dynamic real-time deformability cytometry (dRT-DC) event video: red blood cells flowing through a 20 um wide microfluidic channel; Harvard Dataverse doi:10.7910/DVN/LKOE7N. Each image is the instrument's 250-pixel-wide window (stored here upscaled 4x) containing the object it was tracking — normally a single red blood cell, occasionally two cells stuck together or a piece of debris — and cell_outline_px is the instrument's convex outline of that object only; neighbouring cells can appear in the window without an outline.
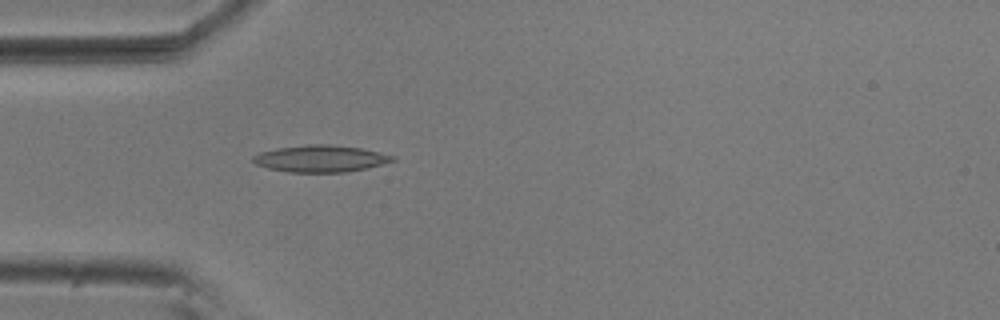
{"species": "common noctule bat (a hibernating species)", "species_latin": "Nyctalus noctula", "temperature_condition": "room temperature", "stored_images_in_passage": 54, "camera_frame_rate_fps": 3000, "um_per_image_px": 0.085, "animal": {"sex": "male", "body_mass_g": 20.5, "forearm_length_mm": 52.5}, "frame": {"image": 1, "passage_image": 16, "time_ms": 5.0, "image_size_px": [1000, 320], "cell_outline_px": [[396, 160], [368, 168], [344, 172], [288, 172], [268, 168], [256, 164], [252, 160], [252, 156], [260, 152], [276, 148], [308, 144], [332, 144], [360, 148], [396, 156]], "centroid_in_image_um": [27.24, 13.48], "position_along_channel_um": 57.8, "area_um2": 21.85}}
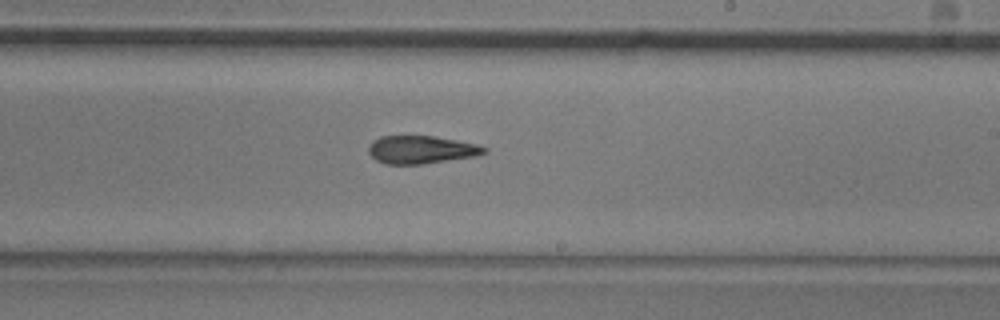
{"frame": {"image": 2, "passage_image": 32, "time_ms": 10.333, "image_size_px": [1000, 320], "cell_outline_px": [[488, 152], [476, 156], [420, 164], [384, 164], [376, 160], [368, 152], [368, 144], [372, 140], [380, 136], [432, 136], [456, 140], [476, 144], [488, 148]], "centroid_in_image_um": [35.77, 12.72], "position_along_channel_um": 253.2, "area_um2": 18.84}}
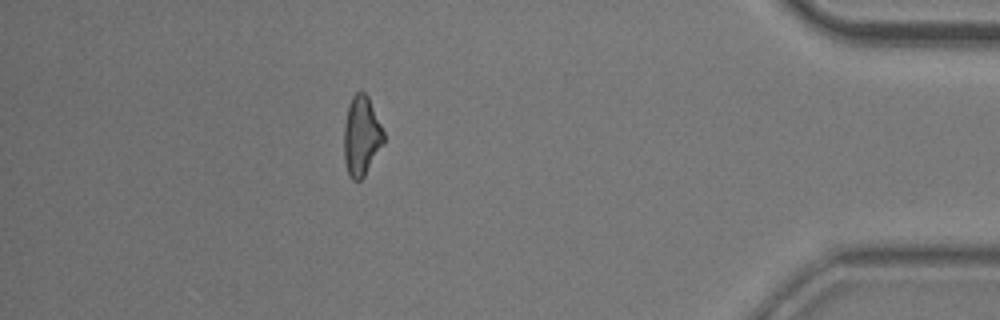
{"frame": {"image": 3, "passage_image": 48, "time_ms": 15.667, "image_size_px": [1000, 320], "cell_outline_px": [[384, 144], [364, 176], [360, 180], [352, 180], [348, 176], [344, 160], [344, 124], [348, 108], [352, 96], [356, 92], [364, 92], [368, 96], [384, 132]], "centroid_in_image_um": [30.72, 11.59], "position_along_channel_um": 404.5, "area_um2": 18.44}, "authors_computed_cell_mechanics": {"area_um2": 19.4786, "velocity_mm_per_s": 3.71, "shape_relaxation_time_tau1_ms": null, "shape_relaxation_time_tau2_ms": 5.2759, "deformation_change_tau1": null, "deformation_change_tau2": 0.1557}}